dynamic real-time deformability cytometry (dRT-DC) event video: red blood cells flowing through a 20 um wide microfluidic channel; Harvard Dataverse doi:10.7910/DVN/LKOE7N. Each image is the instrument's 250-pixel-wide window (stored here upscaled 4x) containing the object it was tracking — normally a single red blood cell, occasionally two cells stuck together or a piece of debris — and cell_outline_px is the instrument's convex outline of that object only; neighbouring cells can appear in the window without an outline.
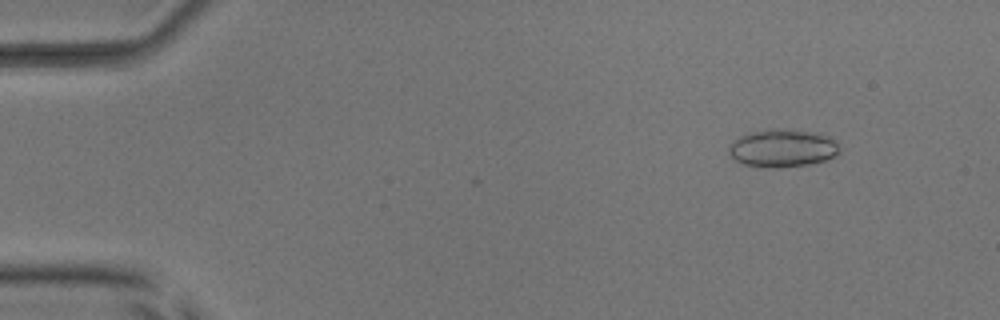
{"species": "common noctule bat (a hibernating species)", "species_latin": "Nyctalus noctula", "temperature_condition": "room temperature", "stored_images_in_passage": 50, "camera_frame_rate_fps": 3000, "um_per_image_px": 0.085, "animal": {"sex": "male", "body_mass_g": 17.9, "forearm_length_mm": 54.2}, "frame": {"image": 1, "passage_image": 2, "time_ms": 0.333, "image_size_px": [1000, 320], "cell_outline_px": [[840, 152], [836, 156], [824, 160], [808, 164], [776, 168], [760, 168], [744, 164], [736, 160], [728, 152], [728, 148], [732, 140], [740, 136], [752, 132], [768, 128], [780, 128], [820, 132], [836, 140], [840, 148]], "centroid_in_image_um": [66.53, 12.58], "position_along_channel_um": 18.5, "area_um2": 24.91}}
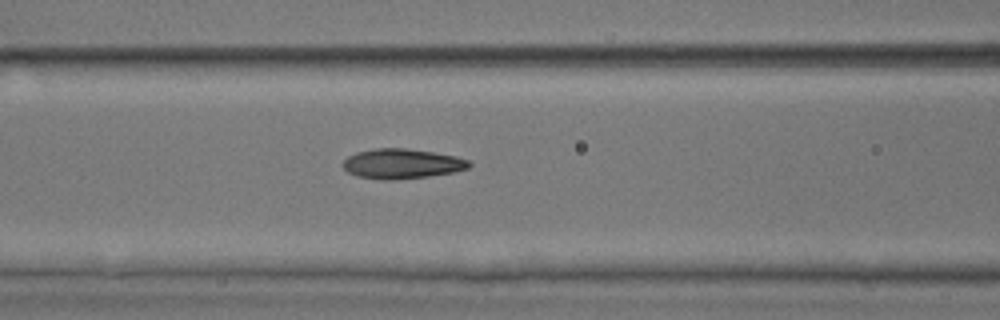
{"frame": {"image": 2, "passage_image": 19, "time_ms": 6.0, "image_size_px": [1000, 320], "cell_outline_px": [[472, 164], [468, 168], [452, 172], [428, 176], [388, 180], [384, 180], [356, 176], [348, 172], [344, 168], [344, 160], [348, 156], [356, 152], [376, 148], [404, 148], [432, 152], [456, 156], [468, 160]], "centroid_in_image_um": [34.15, 13.91], "position_along_channel_um": 132.5, "area_um2": 21.73}}
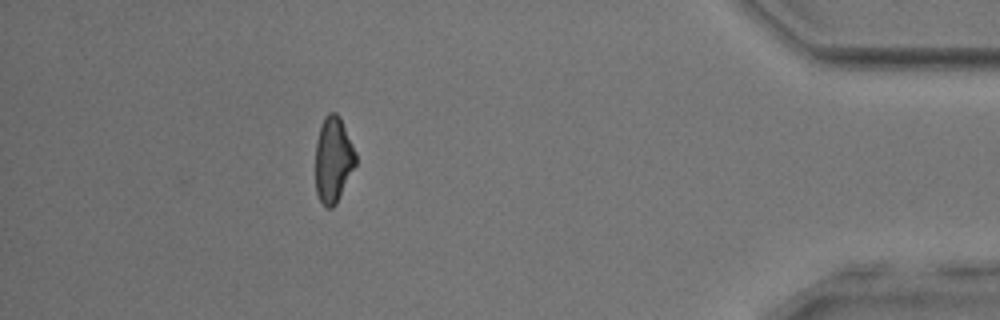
{"frame": {"image": 3, "passage_image": 44, "time_ms": 14.333, "image_size_px": [1000, 320], "cell_outline_px": [[356, 164], [336, 204], [332, 208], [328, 208], [320, 200], [316, 192], [316, 140], [324, 116], [328, 112], [336, 112], [340, 116], [356, 152]], "centroid_in_image_um": [28.33, 13.54], "position_along_channel_um": 406.9, "area_um2": 20.06}, "authors_computed_cell_mechanics": {"area_um2": 21.2126, "velocity_mm_per_s": 3.8677, "shape_relaxation_time_tau1_ms": 5.3287, "shape_relaxation_time_tau2_ms": 2.3379, "deformation_change_tau1": 0.1536, "deformation_change_tau2": 0.0944}}